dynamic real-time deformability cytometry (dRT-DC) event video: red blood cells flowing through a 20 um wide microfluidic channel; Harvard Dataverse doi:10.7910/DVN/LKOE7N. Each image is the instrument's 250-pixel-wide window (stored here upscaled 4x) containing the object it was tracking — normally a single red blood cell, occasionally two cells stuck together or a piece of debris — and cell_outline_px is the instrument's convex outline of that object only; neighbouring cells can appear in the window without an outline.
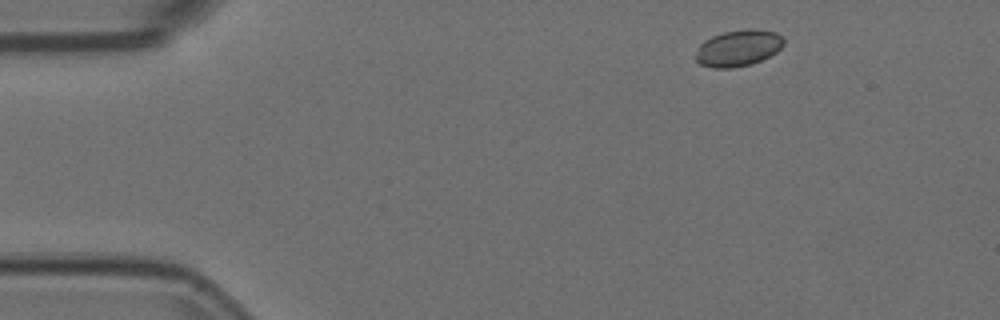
{"species": "Egyptian fruit bat (a non-hibernating species)", "species_latin": "Rousettus aegyptiacus", "temperature_condition": "room temperature", "stored_images_in_passage": 3, "camera_frame_rate_fps": 3000, "um_per_image_px": 0.085, "animal": {"sex": "female"}, "frame": {"image": 1, "passage_image": 1, "time_ms": 0.0, "image_size_px": [1000, 320], "cell_outline_px": [[784, 44], [776, 52], [752, 64], [732, 68], [712, 68], [700, 64], [696, 60], [696, 52], [700, 44], [704, 40], [712, 36], [724, 32], [744, 28], [752, 28], [776, 32], [784, 40]], "centroid_in_image_um": [62.74, 4.08], "position_along_channel_um": 22.3, "area_um2": 18.73}}